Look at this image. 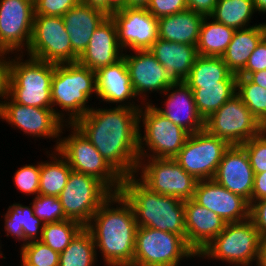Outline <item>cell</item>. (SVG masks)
Segmentation results:
<instances>
[{
	"label": "cell",
	"instance_id": "cell-1",
	"mask_svg": "<svg viewBox=\"0 0 266 266\" xmlns=\"http://www.w3.org/2000/svg\"><path fill=\"white\" fill-rule=\"evenodd\" d=\"M99 107H93L73 125L122 178L135 175L139 162L140 108Z\"/></svg>",
	"mask_w": 266,
	"mask_h": 266
},
{
	"label": "cell",
	"instance_id": "cell-2",
	"mask_svg": "<svg viewBox=\"0 0 266 266\" xmlns=\"http://www.w3.org/2000/svg\"><path fill=\"white\" fill-rule=\"evenodd\" d=\"M137 227L133 208L120 193H113L85 226L105 266L133 264Z\"/></svg>",
	"mask_w": 266,
	"mask_h": 266
},
{
	"label": "cell",
	"instance_id": "cell-3",
	"mask_svg": "<svg viewBox=\"0 0 266 266\" xmlns=\"http://www.w3.org/2000/svg\"><path fill=\"white\" fill-rule=\"evenodd\" d=\"M119 193L132 206L138 227L175 233L186 241L183 200L151 191L136 175L122 178Z\"/></svg>",
	"mask_w": 266,
	"mask_h": 266
},
{
	"label": "cell",
	"instance_id": "cell-4",
	"mask_svg": "<svg viewBox=\"0 0 266 266\" xmlns=\"http://www.w3.org/2000/svg\"><path fill=\"white\" fill-rule=\"evenodd\" d=\"M92 95L97 99L95 71L78 62L54 64L52 109L65 124H73L93 108L87 104Z\"/></svg>",
	"mask_w": 266,
	"mask_h": 266
},
{
	"label": "cell",
	"instance_id": "cell-5",
	"mask_svg": "<svg viewBox=\"0 0 266 266\" xmlns=\"http://www.w3.org/2000/svg\"><path fill=\"white\" fill-rule=\"evenodd\" d=\"M11 54L10 98L19 104L52 108L51 83L54 63Z\"/></svg>",
	"mask_w": 266,
	"mask_h": 266
},
{
	"label": "cell",
	"instance_id": "cell-6",
	"mask_svg": "<svg viewBox=\"0 0 266 266\" xmlns=\"http://www.w3.org/2000/svg\"><path fill=\"white\" fill-rule=\"evenodd\" d=\"M261 235L249 218L242 222L227 223L221 231L197 255L200 259L216 260L231 266L257 265ZM253 262V263H252Z\"/></svg>",
	"mask_w": 266,
	"mask_h": 266
},
{
	"label": "cell",
	"instance_id": "cell-7",
	"mask_svg": "<svg viewBox=\"0 0 266 266\" xmlns=\"http://www.w3.org/2000/svg\"><path fill=\"white\" fill-rule=\"evenodd\" d=\"M189 135L184 128L159 113L153 103L143 104L139 109V158L173 159Z\"/></svg>",
	"mask_w": 266,
	"mask_h": 266
},
{
	"label": "cell",
	"instance_id": "cell-8",
	"mask_svg": "<svg viewBox=\"0 0 266 266\" xmlns=\"http://www.w3.org/2000/svg\"><path fill=\"white\" fill-rule=\"evenodd\" d=\"M65 129L71 131L63 137L65 132L62 131ZM57 151L67 160L72 171L97 178L112 193L120 192L122 177L73 124H65L62 127Z\"/></svg>",
	"mask_w": 266,
	"mask_h": 266
},
{
	"label": "cell",
	"instance_id": "cell-9",
	"mask_svg": "<svg viewBox=\"0 0 266 266\" xmlns=\"http://www.w3.org/2000/svg\"><path fill=\"white\" fill-rule=\"evenodd\" d=\"M192 257L197 258V254L180 235L149 227H137L131 266H179L182 260L188 261Z\"/></svg>",
	"mask_w": 266,
	"mask_h": 266
},
{
	"label": "cell",
	"instance_id": "cell-10",
	"mask_svg": "<svg viewBox=\"0 0 266 266\" xmlns=\"http://www.w3.org/2000/svg\"><path fill=\"white\" fill-rule=\"evenodd\" d=\"M135 175L151 191L183 201L194 197L198 183L174 158H139Z\"/></svg>",
	"mask_w": 266,
	"mask_h": 266
},
{
	"label": "cell",
	"instance_id": "cell-11",
	"mask_svg": "<svg viewBox=\"0 0 266 266\" xmlns=\"http://www.w3.org/2000/svg\"><path fill=\"white\" fill-rule=\"evenodd\" d=\"M112 194L97 178L71 171L67 183L58 198L65 216L85 227L98 208Z\"/></svg>",
	"mask_w": 266,
	"mask_h": 266
},
{
	"label": "cell",
	"instance_id": "cell-12",
	"mask_svg": "<svg viewBox=\"0 0 266 266\" xmlns=\"http://www.w3.org/2000/svg\"><path fill=\"white\" fill-rule=\"evenodd\" d=\"M204 128L229 145H242L265 129L237 94L205 119Z\"/></svg>",
	"mask_w": 266,
	"mask_h": 266
},
{
	"label": "cell",
	"instance_id": "cell-13",
	"mask_svg": "<svg viewBox=\"0 0 266 266\" xmlns=\"http://www.w3.org/2000/svg\"><path fill=\"white\" fill-rule=\"evenodd\" d=\"M26 52L27 56L54 64L75 63L79 58L72 50L62 16L35 15Z\"/></svg>",
	"mask_w": 266,
	"mask_h": 266
},
{
	"label": "cell",
	"instance_id": "cell-14",
	"mask_svg": "<svg viewBox=\"0 0 266 266\" xmlns=\"http://www.w3.org/2000/svg\"><path fill=\"white\" fill-rule=\"evenodd\" d=\"M230 145L205 128L190 134L174 158L185 172L197 180L213 179L225 150Z\"/></svg>",
	"mask_w": 266,
	"mask_h": 266
},
{
	"label": "cell",
	"instance_id": "cell-15",
	"mask_svg": "<svg viewBox=\"0 0 266 266\" xmlns=\"http://www.w3.org/2000/svg\"><path fill=\"white\" fill-rule=\"evenodd\" d=\"M34 0H0V53L27 51L33 31Z\"/></svg>",
	"mask_w": 266,
	"mask_h": 266
},
{
	"label": "cell",
	"instance_id": "cell-16",
	"mask_svg": "<svg viewBox=\"0 0 266 266\" xmlns=\"http://www.w3.org/2000/svg\"><path fill=\"white\" fill-rule=\"evenodd\" d=\"M0 119L5 120L12 128L20 129L26 136L54 139L56 143L53 150L58 148L61 129L65 125L52 108L22 105L10 97L0 106Z\"/></svg>",
	"mask_w": 266,
	"mask_h": 266
},
{
	"label": "cell",
	"instance_id": "cell-17",
	"mask_svg": "<svg viewBox=\"0 0 266 266\" xmlns=\"http://www.w3.org/2000/svg\"><path fill=\"white\" fill-rule=\"evenodd\" d=\"M110 16L115 21L118 43L126 53L149 50L158 39V19L146 8L124 7Z\"/></svg>",
	"mask_w": 266,
	"mask_h": 266
},
{
	"label": "cell",
	"instance_id": "cell-18",
	"mask_svg": "<svg viewBox=\"0 0 266 266\" xmlns=\"http://www.w3.org/2000/svg\"><path fill=\"white\" fill-rule=\"evenodd\" d=\"M123 58L134 92L139 99L142 98L140 101L143 100L141 101L143 104L152 102L149 94L154 92L163 94L174 83L149 50L131 51L129 55L124 52Z\"/></svg>",
	"mask_w": 266,
	"mask_h": 266
},
{
	"label": "cell",
	"instance_id": "cell-19",
	"mask_svg": "<svg viewBox=\"0 0 266 266\" xmlns=\"http://www.w3.org/2000/svg\"><path fill=\"white\" fill-rule=\"evenodd\" d=\"M193 199L218 214L226 223L242 222L250 218L249 202L214 179L198 180Z\"/></svg>",
	"mask_w": 266,
	"mask_h": 266
},
{
	"label": "cell",
	"instance_id": "cell-20",
	"mask_svg": "<svg viewBox=\"0 0 266 266\" xmlns=\"http://www.w3.org/2000/svg\"><path fill=\"white\" fill-rule=\"evenodd\" d=\"M213 179L252 204L254 171L241 145H230L225 150Z\"/></svg>",
	"mask_w": 266,
	"mask_h": 266
},
{
	"label": "cell",
	"instance_id": "cell-21",
	"mask_svg": "<svg viewBox=\"0 0 266 266\" xmlns=\"http://www.w3.org/2000/svg\"><path fill=\"white\" fill-rule=\"evenodd\" d=\"M96 82L99 103L106 102V104L111 103L112 105L116 104V106L130 108H141L143 106V103H140L141 105L138 103L140 101L134 92L123 57L112 65L100 68L96 72ZM135 101L137 102L135 103Z\"/></svg>",
	"mask_w": 266,
	"mask_h": 266
},
{
	"label": "cell",
	"instance_id": "cell-22",
	"mask_svg": "<svg viewBox=\"0 0 266 266\" xmlns=\"http://www.w3.org/2000/svg\"><path fill=\"white\" fill-rule=\"evenodd\" d=\"M164 105L155 109L174 124L181 126L190 134L203 130L205 120L198 113L193 91L184 82H174L163 94Z\"/></svg>",
	"mask_w": 266,
	"mask_h": 266
},
{
	"label": "cell",
	"instance_id": "cell-23",
	"mask_svg": "<svg viewBox=\"0 0 266 266\" xmlns=\"http://www.w3.org/2000/svg\"><path fill=\"white\" fill-rule=\"evenodd\" d=\"M115 21L109 15L91 36L86 50L78 58V63L97 72L100 68L116 63L123 57Z\"/></svg>",
	"mask_w": 266,
	"mask_h": 266
},
{
	"label": "cell",
	"instance_id": "cell-24",
	"mask_svg": "<svg viewBox=\"0 0 266 266\" xmlns=\"http://www.w3.org/2000/svg\"><path fill=\"white\" fill-rule=\"evenodd\" d=\"M186 243L198 255L221 231L226 222L193 198L184 201Z\"/></svg>",
	"mask_w": 266,
	"mask_h": 266
},
{
	"label": "cell",
	"instance_id": "cell-25",
	"mask_svg": "<svg viewBox=\"0 0 266 266\" xmlns=\"http://www.w3.org/2000/svg\"><path fill=\"white\" fill-rule=\"evenodd\" d=\"M108 16L103 9L81 2L62 16L66 32L70 36L72 50L78 57L86 50L95 29Z\"/></svg>",
	"mask_w": 266,
	"mask_h": 266
},
{
	"label": "cell",
	"instance_id": "cell-26",
	"mask_svg": "<svg viewBox=\"0 0 266 266\" xmlns=\"http://www.w3.org/2000/svg\"><path fill=\"white\" fill-rule=\"evenodd\" d=\"M149 51L165 68L166 73L174 82L185 81L199 56L195 45L165 41L160 38Z\"/></svg>",
	"mask_w": 266,
	"mask_h": 266
},
{
	"label": "cell",
	"instance_id": "cell-27",
	"mask_svg": "<svg viewBox=\"0 0 266 266\" xmlns=\"http://www.w3.org/2000/svg\"><path fill=\"white\" fill-rule=\"evenodd\" d=\"M205 16L185 10L158 19V38L187 45H197L200 27Z\"/></svg>",
	"mask_w": 266,
	"mask_h": 266
},
{
	"label": "cell",
	"instance_id": "cell-28",
	"mask_svg": "<svg viewBox=\"0 0 266 266\" xmlns=\"http://www.w3.org/2000/svg\"><path fill=\"white\" fill-rule=\"evenodd\" d=\"M266 34V22L235 30L232 41L221 58L228 69L238 75L246 66L251 53Z\"/></svg>",
	"mask_w": 266,
	"mask_h": 266
},
{
	"label": "cell",
	"instance_id": "cell-29",
	"mask_svg": "<svg viewBox=\"0 0 266 266\" xmlns=\"http://www.w3.org/2000/svg\"><path fill=\"white\" fill-rule=\"evenodd\" d=\"M4 216V231L6 237H13L22 242L20 246L27 242L40 240L44 222L34 215L32 204L29 206L20 203H13L7 209Z\"/></svg>",
	"mask_w": 266,
	"mask_h": 266
},
{
	"label": "cell",
	"instance_id": "cell-30",
	"mask_svg": "<svg viewBox=\"0 0 266 266\" xmlns=\"http://www.w3.org/2000/svg\"><path fill=\"white\" fill-rule=\"evenodd\" d=\"M236 81L237 75L231 73L218 84H200V87H190L198 113L204 120L236 94Z\"/></svg>",
	"mask_w": 266,
	"mask_h": 266
},
{
	"label": "cell",
	"instance_id": "cell-31",
	"mask_svg": "<svg viewBox=\"0 0 266 266\" xmlns=\"http://www.w3.org/2000/svg\"><path fill=\"white\" fill-rule=\"evenodd\" d=\"M234 32L235 29L215 21L210 16H205L196 45L198 55L221 57L232 41Z\"/></svg>",
	"mask_w": 266,
	"mask_h": 266
},
{
	"label": "cell",
	"instance_id": "cell-32",
	"mask_svg": "<svg viewBox=\"0 0 266 266\" xmlns=\"http://www.w3.org/2000/svg\"><path fill=\"white\" fill-rule=\"evenodd\" d=\"M49 160H41L39 194L58 197L72 171L67 160L57 151L45 152ZM49 153V154H48Z\"/></svg>",
	"mask_w": 266,
	"mask_h": 266
},
{
	"label": "cell",
	"instance_id": "cell-33",
	"mask_svg": "<svg viewBox=\"0 0 266 266\" xmlns=\"http://www.w3.org/2000/svg\"><path fill=\"white\" fill-rule=\"evenodd\" d=\"M255 12L252 0H218L210 17L238 30L251 27L250 22Z\"/></svg>",
	"mask_w": 266,
	"mask_h": 266
},
{
	"label": "cell",
	"instance_id": "cell-34",
	"mask_svg": "<svg viewBox=\"0 0 266 266\" xmlns=\"http://www.w3.org/2000/svg\"><path fill=\"white\" fill-rule=\"evenodd\" d=\"M97 261L92 234L85 227L59 255V266H95Z\"/></svg>",
	"mask_w": 266,
	"mask_h": 266
},
{
	"label": "cell",
	"instance_id": "cell-35",
	"mask_svg": "<svg viewBox=\"0 0 266 266\" xmlns=\"http://www.w3.org/2000/svg\"><path fill=\"white\" fill-rule=\"evenodd\" d=\"M231 73L221 57L199 55L184 82L189 87H200V84H218Z\"/></svg>",
	"mask_w": 266,
	"mask_h": 266
},
{
	"label": "cell",
	"instance_id": "cell-36",
	"mask_svg": "<svg viewBox=\"0 0 266 266\" xmlns=\"http://www.w3.org/2000/svg\"><path fill=\"white\" fill-rule=\"evenodd\" d=\"M83 228L82 224L71 219L45 223L40 241L61 253Z\"/></svg>",
	"mask_w": 266,
	"mask_h": 266
},
{
	"label": "cell",
	"instance_id": "cell-37",
	"mask_svg": "<svg viewBox=\"0 0 266 266\" xmlns=\"http://www.w3.org/2000/svg\"><path fill=\"white\" fill-rule=\"evenodd\" d=\"M236 94L266 128V89L251 82L246 76H237Z\"/></svg>",
	"mask_w": 266,
	"mask_h": 266
},
{
	"label": "cell",
	"instance_id": "cell-38",
	"mask_svg": "<svg viewBox=\"0 0 266 266\" xmlns=\"http://www.w3.org/2000/svg\"><path fill=\"white\" fill-rule=\"evenodd\" d=\"M19 250L20 266H59L60 253L40 240L27 242Z\"/></svg>",
	"mask_w": 266,
	"mask_h": 266
},
{
	"label": "cell",
	"instance_id": "cell-39",
	"mask_svg": "<svg viewBox=\"0 0 266 266\" xmlns=\"http://www.w3.org/2000/svg\"><path fill=\"white\" fill-rule=\"evenodd\" d=\"M33 207L34 215L41 219L44 224L67 220L60 199L55 196L40 195L33 197L30 202Z\"/></svg>",
	"mask_w": 266,
	"mask_h": 266
},
{
	"label": "cell",
	"instance_id": "cell-40",
	"mask_svg": "<svg viewBox=\"0 0 266 266\" xmlns=\"http://www.w3.org/2000/svg\"><path fill=\"white\" fill-rule=\"evenodd\" d=\"M41 161L34 164H25L15 171L14 185L21 193L27 196L39 194Z\"/></svg>",
	"mask_w": 266,
	"mask_h": 266
},
{
	"label": "cell",
	"instance_id": "cell-41",
	"mask_svg": "<svg viewBox=\"0 0 266 266\" xmlns=\"http://www.w3.org/2000/svg\"><path fill=\"white\" fill-rule=\"evenodd\" d=\"M241 146L248 155L254 173L266 172V128Z\"/></svg>",
	"mask_w": 266,
	"mask_h": 266
},
{
	"label": "cell",
	"instance_id": "cell-42",
	"mask_svg": "<svg viewBox=\"0 0 266 266\" xmlns=\"http://www.w3.org/2000/svg\"><path fill=\"white\" fill-rule=\"evenodd\" d=\"M80 0H34L35 15L63 16Z\"/></svg>",
	"mask_w": 266,
	"mask_h": 266
},
{
	"label": "cell",
	"instance_id": "cell-43",
	"mask_svg": "<svg viewBox=\"0 0 266 266\" xmlns=\"http://www.w3.org/2000/svg\"><path fill=\"white\" fill-rule=\"evenodd\" d=\"M146 9L157 19L188 9L185 0H150Z\"/></svg>",
	"mask_w": 266,
	"mask_h": 266
},
{
	"label": "cell",
	"instance_id": "cell-44",
	"mask_svg": "<svg viewBox=\"0 0 266 266\" xmlns=\"http://www.w3.org/2000/svg\"><path fill=\"white\" fill-rule=\"evenodd\" d=\"M266 70V34L251 53L245 68L237 76H248L250 73Z\"/></svg>",
	"mask_w": 266,
	"mask_h": 266
},
{
	"label": "cell",
	"instance_id": "cell-45",
	"mask_svg": "<svg viewBox=\"0 0 266 266\" xmlns=\"http://www.w3.org/2000/svg\"><path fill=\"white\" fill-rule=\"evenodd\" d=\"M11 54L0 53V106L10 97ZM8 56V57H7Z\"/></svg>",
	"mask_w": 266,
	"mask_h": 266
},
{
	"label": "cell",
	"instance_id": "cell-46",
	"mask_svg": "<svg viewBox=\"0 0 266 266\" xmlns=\"http://www.w3.org/2000/svg\"><path fill=\"white\" fill-rule=\"evenodd\" d=\"M250 219L260 235L266 234V198L254 201L250 205Z\"/></svg>",
	"mask_w": 266,
	"mask_h": 266
},
{
	"label": "cell",
	"instance_id": "cell-47",
	"mask_svg": "<svg viewBox=\"0 0 266 266\" xmlns=\"http://www.w3.org/2000/svg\"><path fill=\"white\" fill-rule=\"evenodd\" d=\"M188 10L200 13L203 16H210L218 0H185Z\"/></svg>",
	"mask_w": 266,
	"mask_h": 266
},
{
	"label": "cell",
	"instance_id": "cell-48",
	"mask_svg": "<svg viewBox=\"0 0 266 266\" xmlns=\"http://www.w3.org/2000/svg\"><path fill=\"white\" fill-rule=\"evenodd\" d=\"M266 198V172L254 173L252 203Z\"/></svg>",
	"mask_w": 266,
	"mask_h": 266
},
{
	"label": "cell",
	"instance_id": "cell-49",
	"mask_svg": "<svg viewBox=\"0 0 266 266\" xmlns=\"http://www.w3.org/2000/svg\"><path fill=\"white\" fill-rule=\"evenodd\" d=\"M247 78L251 82L266 89V70L250 73Z\"/></svg>",
	"mask_w": 266,
	"mask_h": 266
},
{
	"label": "cell",
	"instance_id": "cell-50",
	"mask_svg": "<svg viewBox=\"0 0 266 266\" xmlns=\"http://www.w3.org/2000/svg\"><path fill=\"white\" fill-rule=\"evenodd\" d=\"M257 266H266V234L260 238V253Z\"/></svg>",
	"mask_w": 266,
	"mask_h": 266
},
{
	"label": "cell",
	"instance_id": "cell-51",
	"mask_svg": "<svg viewBox=\"0 0 266 266\" xmlns=\"http://www.w3.org/2000/svg\"><path fill=\"white\" fill-rule=\"evenodd\" d=\"M126 7V0H107V13Z\"/></svg>",
	"mask_w": 266,
	"mask_h": 266
},
{
	"label": "cell",
	"instance_id": "cell-52",
	"mask_svg": "<svg viewBox=\"0 0 266 266\" xmlns=\"http://www.w3.org/2000/svg\"><path fill=\"white\" fill-rule=\"evenodd\" d=\"M81 3L103 9L107 12V0H80Z\"/></svg>",
	"mask_w": 266,
	"mask_h": 266
},
{
	"label": "cell",
	"instance_id": "cell-53",
	"mask_svg": "<svg viewBox=\"0 0 266 266\" xmlns=\"http://www.w3.org/2000/svg\"><path fill=\"white\" fill-rule=\"evenodd\" d=\"M150 0H126V7L146 8Z\"/></svg>",
	"mask_w": 266,
	"mask_h": 266
},
{
	"label": "cell",
	"instance_id": "cell-54",
	"mask_svg": "<svg viewBox=\"0 0 266 266\" xmlns=\"http://www.w3.org/2000/svg\"><path fill=\"white\" fill-rule=\"evenodd\" d=\"M256 13L266 14V0H252Z\"/></svg>",
	"mask_w": 266,
	"mask_h": 266
},
{
	"label": "cell",
	"instance_id": "cell-55",
	"mask_svg": "<svg viewBox=\"0 0 266 266\" xmlns=\"http://www.w3.org/2000/svg\"><path fill=\"white\" fill-rule=\"evenodd\" d=\"M1 241V240H0ZM0 245H1V243H0ZM1 248H2V245L0 246V257H3V259H5V257L3 256V253H2V251H1Z\"/></svg>",
	"mask_w": 266,
	"mask_h": 266
}]
</instances>
